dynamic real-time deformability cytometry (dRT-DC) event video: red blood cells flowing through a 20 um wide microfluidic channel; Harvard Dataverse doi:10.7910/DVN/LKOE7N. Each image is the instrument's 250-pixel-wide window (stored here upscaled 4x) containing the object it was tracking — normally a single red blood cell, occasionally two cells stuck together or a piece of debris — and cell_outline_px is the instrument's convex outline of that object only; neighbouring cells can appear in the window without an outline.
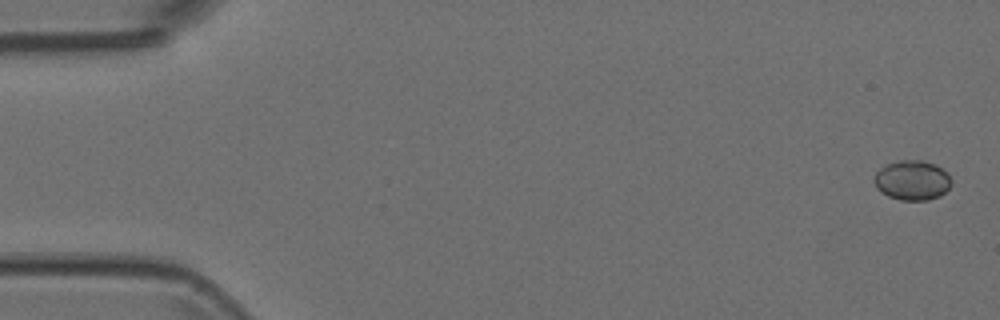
{"species": "Egyptian fruit bat (a non-hibernating species)", "species_latin": "Rousettus aegyptiacus", "temperature_condition": "room temperature", "stored_images_in_passage": 9, "camera_frame_rate_fps": 3000, "um_per_image_px": 0.085, "animal": {"sex": "female"}, "frame": {"image": 1, "passage_image": 1, "time_ms": 0.0, "image_size_px": [1000, 320], "cell_outline_px": [[952, 184], [940, 196], [928, 200], [900, 200], [888, 196], [880, 192], [876, 188], [872, 180], [876, 172], [880, 168], [888, 164], [900, 160], [924, 160], [936, 164], [948, 172], [952, 180]], "centroid_in_image_um": [77.54, 15.32], "position_along_channel_um": 7.5, "area_um2": 18.21}}
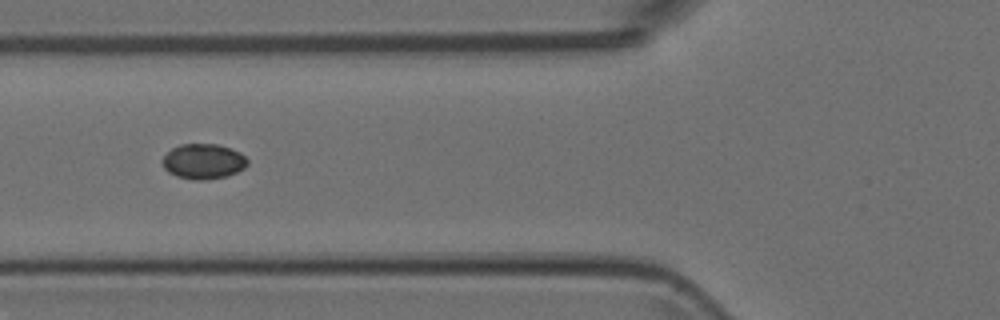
{"frame": {"image": 2, "passage_image": 6, "time_ms": 1.667, "image_size_px": [1000, 320], "cell_outline_px": [[248, 164], [244, 168], [228, 176], [204, 180], [192, 180], [176, 176], [168, 172], [164, 168], [160, 160], [172, 148], [180, 144], [216, 144], [232, 148], [240, 152], [248, 160]], "centroid_in_image_um": [17.27, 13.72], "position_along_channel_um": 108.5, "area_um2": 17.63}}
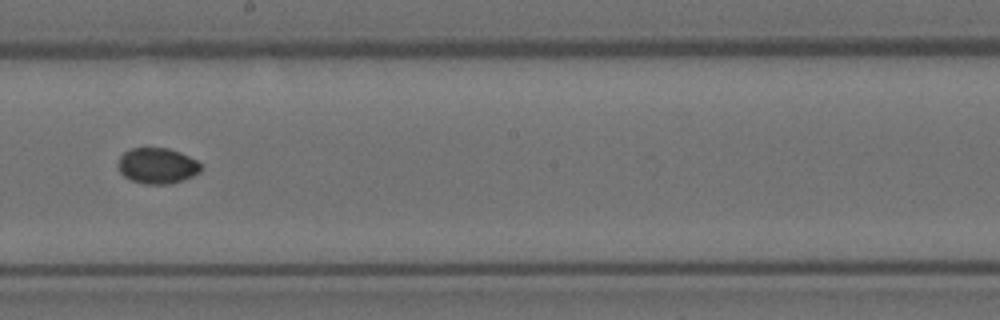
{"frame": {"image": 3, "passage_image": 9, "time_ms": 2.667, "image_size_px": [1000, 320], "cell_outline_px": [[200, 172], [184, 180], [168, 184], [144, 184], [132, 180], [124, 176], [120, 172], [116, 164], [120, 156], [124, 152], [132, 148], [168, 148], [180, 152], [196, 160], [200, 164]], "centroid_in_image_um": [13.34, 14.09], "position_along_channel_um": 234.9, "area_um2": 17.28}}